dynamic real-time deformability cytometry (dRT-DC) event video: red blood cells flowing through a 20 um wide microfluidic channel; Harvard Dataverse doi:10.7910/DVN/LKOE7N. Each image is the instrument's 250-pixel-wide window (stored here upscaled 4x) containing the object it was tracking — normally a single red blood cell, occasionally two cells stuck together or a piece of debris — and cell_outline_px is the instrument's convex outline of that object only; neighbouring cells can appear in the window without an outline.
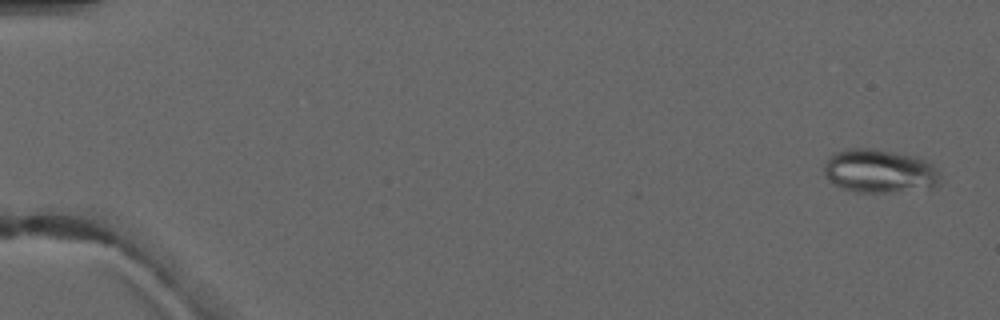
{"species": "common noctule bat (a hibernating species)", "species_latin": "Nyctalus noctula", "temperature_condition": "warm", "stored_images_in_passage": 4, "camera_frame_rate_fps": 3000, "um_per_image_px": 0.085, "animal": {"sex": "male", "forearm_length_mm": 52.5}, "frame": {"image": 1, "passage_image": 1, "time_ms": 0.0, "image_size_px": [1000, 320], "cell_outline_px": [[940, 176], [936, 184], [932, 188], [884, 192], [856, 192], [844, 188], [828, 180], [824, 176], [824, 164], [828, 156], [836, 152], [848, 148], [876, 148], [916, 156], [932, 164], [940, 172]], "centroid_in_image_um": [74.74, 14.52], "position_along_channel_um": 10.3, "area_um2": 29.59}}